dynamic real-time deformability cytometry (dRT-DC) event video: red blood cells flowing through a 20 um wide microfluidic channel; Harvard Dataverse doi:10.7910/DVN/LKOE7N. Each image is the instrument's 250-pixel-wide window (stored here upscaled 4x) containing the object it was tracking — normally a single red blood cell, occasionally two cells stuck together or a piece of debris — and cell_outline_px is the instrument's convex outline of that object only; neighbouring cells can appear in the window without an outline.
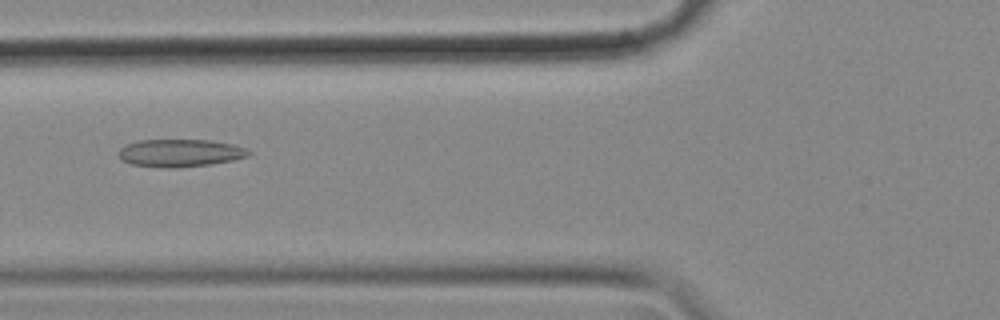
{"species": "common noctule bat (a hibernating species)", "species_latin": "Nyctalus noctula", "temperature_condition": "cold", "stored_images_in_passage": 56, "camera_frame_rate_fps": 3000, "um_per_image_px": 0.085, "animal": {"sex": "female", "body_mass_g": 18.4}, "frame": {"image": 1, "passage_image": 21, "time_ms": 6.667, "image_size_px": [1000, 320], "cell_outline_px": [[252, 152], [248, 156], [232, 160], [212, 164], [176, 168], [168, 168], [132, 164], [120, 160], [120, 148], [128, 144], [140, 140], [208, 140], [232, 144], [244, 148]], "centroid_in_image_um": [15.32, 13.01], "position_along_channel_um": 110.5, "area_um2": 20.75}}
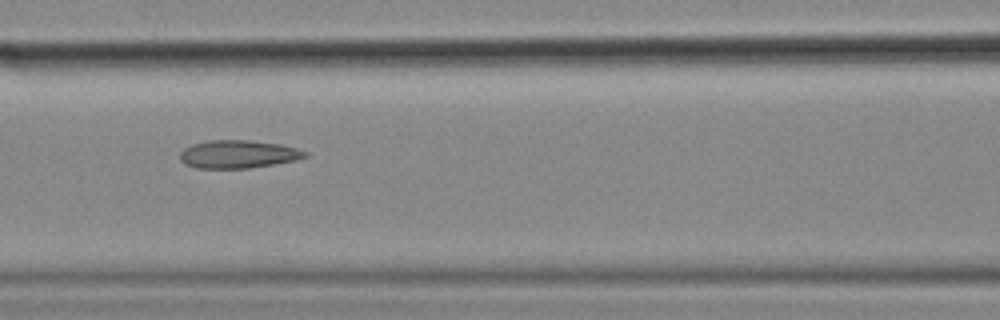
{"frame": {"image": 2, "passage_image": 24, "time_ms": 7.667, "image_size_px": [1000, 320], "cell_outline_px": [[308, 156], [296, 160], [248, 168], [196, 168], [184, 164], [180, 160], [180, 152], [184, 148], [192, 144], [212, 140], [248, 140], [280, 144], [296, 148], [308, 152]], "centroid_in_image_um": [20.23, 13.11], "position_along_channel_um": 146.4, "area_um2": 20.35}}
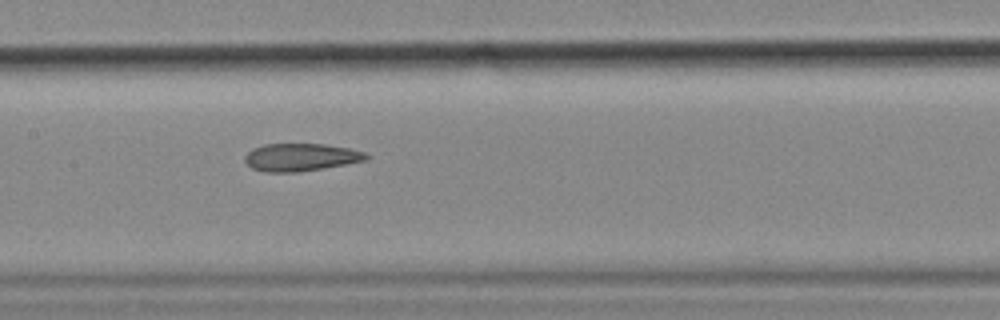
{"frame": {"image": 3, "passage_image": 27, "time_ms": 8.667, "image_size_px": [1000, 320], "cell_outline_px": [[372, 156], [368, 160], [324, 168], [300, 172], [264, 172], [252, 168], [244, 160], [244, 156], [252, 148], [264, 144], [324, 144], [348, 148], [364, 152]], "centroid_in_image_um": [25.58, 13.37], "position_along_channel_um": 181.8, "area_um2": 19.71}, "authors_computed_cell_mechanics": {"area_um2": 21.5016, "velocity_mm_per_s": 3.5599, "shape_relaxation_time_tau1_ms": null, "shape_relaxation_time_tau2_ms": 3.5853, "deformation_change_tau1": null, "deformation_change_tau2": 0.1139}}